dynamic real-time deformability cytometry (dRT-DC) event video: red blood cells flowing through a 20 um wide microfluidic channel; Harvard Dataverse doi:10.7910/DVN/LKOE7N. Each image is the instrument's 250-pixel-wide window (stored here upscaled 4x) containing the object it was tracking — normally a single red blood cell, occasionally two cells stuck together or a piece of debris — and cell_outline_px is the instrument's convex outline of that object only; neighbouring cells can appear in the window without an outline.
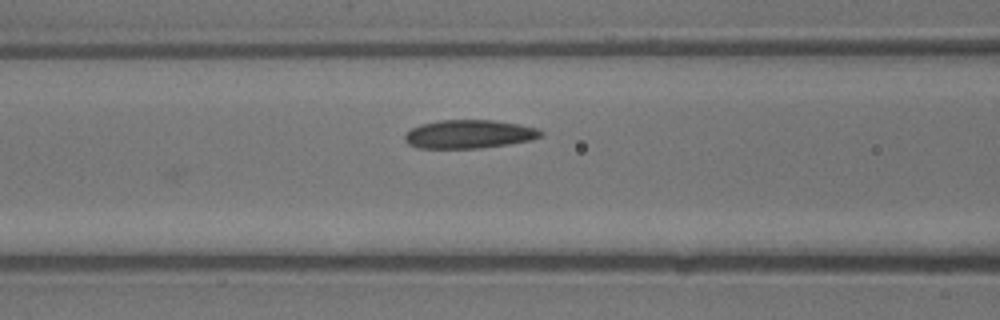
{"species": "common noctule bat (a hibernating species)", "species_latin": "Nyctalus noctula", "temperature_condition": "warm", "stored_images_in_passage": 13, "camera_frame_rate_fps": 3000, "um_per_image_px": 0.085, "animal": {"sex": "male", "body_mass_g": 13.3}, "frame": {"image": 1, "passage_image": 13, "time_ms": 4.0, "image_size_px": [1000, 320], "cell_outline_px": [[544, 136], [532, 140], [508, 144], [480, 148], [416, 148], [408, 144], [404, 140], [404, 136], [412, 128], [420, 124], [440, 120], [492, 120], [520, 124], [540, 128], [544, 132]], "centroid_in_image_um": [39.92, 11.4], "position_along_channel_um": 126.7, "area_um2": 22.83}}